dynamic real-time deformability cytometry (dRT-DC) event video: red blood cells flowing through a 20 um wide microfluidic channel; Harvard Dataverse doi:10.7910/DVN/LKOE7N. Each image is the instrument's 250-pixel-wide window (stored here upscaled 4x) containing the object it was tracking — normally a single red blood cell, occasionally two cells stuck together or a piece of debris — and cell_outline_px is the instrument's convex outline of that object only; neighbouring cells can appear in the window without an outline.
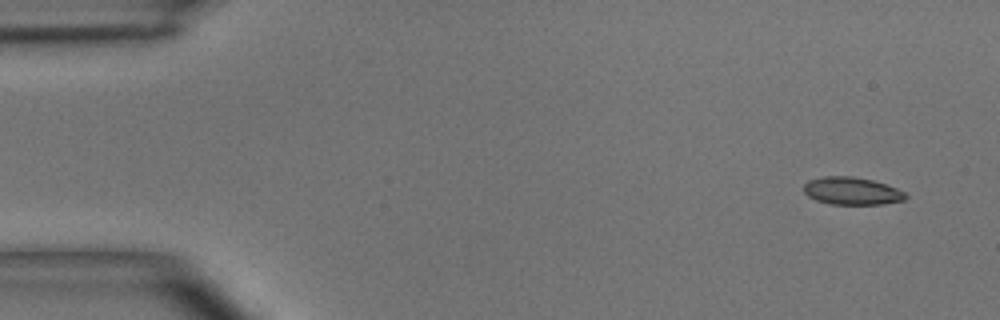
{"species": "common noctule bat (a hibernating species)", "species_latin": "Nyctalus noctula", "temperature_condition": "room temperature", "stored_images_in_passage": 4, "camera_frame_rate_fps": 3000, "um_per_image_px": 0.085, "animal": {"sex": "male", "body_mass_g": 15.6}, "frame": {"image": 1, "passage_image": 1, "time_ms": 0.0, "image_size_px": [1000, 320], "cell_outline_px": [[908, 196], [904, 200], [884, 204], [832, 204], [816, 200], [808, 196], [804, 192], [804, 184], [808, 180], [824, 176], [852, 176], [872, 180], [896, 188], [904, 192]], "centroid_in_image_um": [72.39, 16.23], "position_along_channel_um": 12.6, "area_um2": 16.3}}
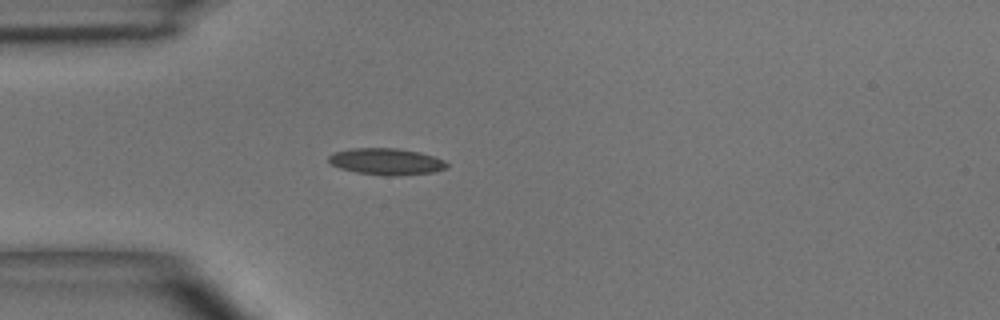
{"frame": {"image": 2, "passage_image": 4, "time_ms": 3.667, "image_size_px": [1000, 320], "cell_outline_px": [[448, 168], [432, 172], [396, 176], [388, 176], [356, 172], [340, 168], [332, 164], [328, 160], [328, 156], [336, 152], [352, 148], [396, 148], [420, 152], [444, 160], [448, 164]], "centroid_in_image_um": [32.86, 13.73], "position_along_channel_um": 52.1, "area_um2": 18.21}}